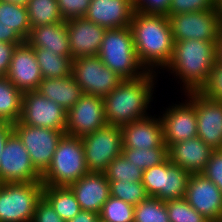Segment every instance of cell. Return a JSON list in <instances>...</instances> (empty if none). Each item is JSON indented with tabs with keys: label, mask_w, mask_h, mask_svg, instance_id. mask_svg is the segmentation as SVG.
Returning <instances> with one entry per match:
<instances>
[{
	"label": "cell",
	"mask_w": 222,
	"mask_h": 222,
	"mask_svg": "<svg viewBox=\"0 0 222 222\" xmlns=\"http://www.w3.org/2000/svg\"><path fill=\"white\" fill-rule=\"evenodd\" d=\"M130 28L140 64L147 72L161 74L174 52V39L167 15L135 11Z\"/></svg>",
	"instance_id": "obj_1"
},
{
	"label": "cell",
	"mask_w": 222,
	"mask_h": 222,
	"mask_svg": "<svg viewBox=\"0 0 222 222\" xmlns=\"http://www.w3.org/2000/svg\"><path fill=\"white\" fill-rule=\"evenodd\" d=\"M159 77L155 72H147L138 79L123 80L106 95L103 101L107 123L121 127L154 113L150 110Z\"/></svg>",
	"instance_id": "obj_2"
},
{
	"label": "cell",
	"mask_w": 222,
	"mask_h": 222,
	"mask_svg": "<svg viewBox=\"0 0 222 222\" xmlns=\"http://www.w3.org/2000/svg\"><path fill=\"white\" fill-rule=\"evenodd\" d=\"M217 43L189 39L174 42L171 61L161 72L169 74L177 85L180 93L198 91L205 83L208 73L217 60ZM174 77V78H173Z\"/></svg>",
	"instance_id": "obj_3"
},
{
	"label": "cell",
	"mask_w": 222,
	"mask_h": 222,
	"mask_svg": "<svg viewBox=\"0 0 222 222\" xmlns=\"http://www.w3.org/2000/svg\"><path fill=\"white\" fill-rule=\"evenodd\" d=\"M97 56L124 80L138 79L147 73L137 58L130 26L106 29Z\"/></svg>",
	"instance_id": "obj_4"
},
{
	"label": "cell",
	"mask_w": 222,
	"mask_h": 222,
	"mask_svg": "<svg viewBox=\"0 0 222 222\" xmlns=\"http://www.w3.org/2000/svg\"><path fill=\"white\" fill-rule=\"evenodd\" d=\"M88 172L81 138L64 134L41 182L44 186H69Z\"/></svg>",
	"instance_id": "obj_5"
},
{
	"label": "cell",
	"mask_w": 222,
	"mask_h": 222,
	"mask_svg": "<svg viewBox=\"0 0 222 222\" xmlns=\"http://www.w3.org/2000/svg\"><path fill=\"white\" fill-rule=\"evenodd\" d=\"M42 182L0 183V222H32Z\"/></svg>",
	"instance_id": "obj_6"
},
{
	"label": "cell",
	"mask_w": 222,
	"mask_h": 222,
	"mask_svg": "<svg viewBox=\"0 0 222 222\" xmlns=\"http://www.w3.org/2000/svg\"><path fill=\"white\" fill-rule=\"evenodd\" d=\"M180 96L181 102L176 100L175 104L171 102L168 107H162V110L158 111L163 123L164 143L167 148L179 141L197 137L195 91Z\"/></svg>",
	"instance_id": "obj_7"
},
{
	"label": "cell",
	"mask_w": 222,
	"mask_h": 222,
	"mask_svg": "<svg viewBox=\"0 0 222 222\" xmlns=\"http://www.w3.org/2000/svg\"><path fill=\"white\" fill-rule=\"evenodd\" d=\"M81 140L89 172L104 173L109 163L122 153V130L119 126L106 124L81 137Z\"/></svg>",
	"instance_id": "obj_8"
},
{
	"label": "cell",
	"mask_w": 222,
	"mask_h": 222,
	"mask_svg": "<svg viewBox=\"0 0 222 222\" xmlns=\"http://www.w3.org/2000/svg\"><path fill=\"white\" fill-rule=\"evenodd\" d=\"M72 75L83 93L104 98L124 79L107 67L96 56H82L73 59Z\"/></svg>",
	"instance_id": "obj_9"
},
{
	"label": "cell",
	"mask_w": 222,
	"mask_h": 222,
	"mask_svg": "<svg viewBox=\"0 0 222 222\" xmlns=\"http://www.w3.org/2000/svg\"><path fill=\"white\" fill-rule=\"evenodd\" d=\"M13 131L21 139L35 169L42 175L52 161L54 152L65 131L33 127L19 121L12 123Z\"/></svg>",
	"instance_id": "obj_10"
},
{
	"label": "cell",
	"mask_w": 222,
	"mask_h": 222,
	"mask_svg": "<svg viewBox=\"0 0 222 222\" xmlns=\"http://www.w3.org/2000/svg\"><path fill=\"white\" fill-rule=\"evenodd\" d=\"M174 42L198 39L217 43L222 24L216 8L211 11L188 12L167 16Z\"/></svg>",
	"instance_id": "obj_11"
},
{
	"label": "cell",
	"mask_w": 222,
	"mask_h": 222,
	"mask_svg": "<svg viewBox=\"0 0 222 222\" xmlns=\"http://www.w3.org/2000/svg\"><path fill=\"white\" fill-rule=\"evenodd\" d=\"M19 122L33 127L65 131L67 110L38 91L23 93Z\"/></svg>",
	"instance_id": "obj_12"
},
{
	"label": "cell",
	"mask_w": 222,
	"mask_h": 222,
	"mask_svg": "<svg viewBox=\"0 0 222 222\" xmlns=\"http://www.w3.org/2000/svg\"><path fill=\"white\" fill-rule=\"evenodd\" d=\"M42 175L33 166L30 155L13 132L0 155V183L41 182Z\"/></svg>",
	"instance_id": "obj_13"
},
{
	"label": "cell",
	"mask_w": 222,
	"mask_h": 222,
	"mask_svg": "<svg viewBox=\"0 0 222 222\" xmlns=\"http://www.w3.org/2000/svg\"><path fill=\"white\" fill-rule=\"evenodd\" d=\"M106 124L103 98L84 93L67 111L65 134L81 138Z\"/></svg>",
	"instance_id": "obj_14"
},
{
	"label": "cell",
	"mask_w": 222,
	"mask_h": 222,
	"mask_svg": "<svg viewBox=\"0 0 222 222\" xmlns=\"http://www.w3.org/2000/svg\"><path fill=\"white\" fill-rule=\"evenodd\" d=\"M184 198L210 222L222 220V192L202 173H191Z\"/></svg>",
	"instance_id": "obj_15"
},
{
	"label": "cell",
	"mask_w": 222,
	"mask_h": 222,
	"mask_svg": "<svg viewBox=\"0 0 222 222\" xmlns=\"http://www.w3.org/2000/svg\"><path fill=\"white\" fill-rule=\"evenodd\" d=\"M6 77L22 93L37 91L43 78L34 50L26 42L15 48Z\"/></svg>",
	"instance_id": "obj_16"
},
{
	"label": "cell",
	"mask_w": 222,
	"mask_h": 222,
	"mask_svg": "<svg viewBox=\"0 0 222 222\" xmlns=\"http://www.w3.org/2000/svg\"><path fill=\"white\" fill-rule=\"evenodd\" d=\"M197 137L213 150L222 149V102L205 98L195 91Z\"/></svg>",
	"instance_id": "obj_17"
},
{
	"label": "cell",
	"mask_w": 222,
	"mask_h": 222,
	"mask_svg": "<svg viewBox=\"0 0 222 222\" xmlns=\"http://www.w3.org/2000/svg\"><path fill=\"white\" fill-rule=\"evenodd\" d=\"M72 60L82 56H96L102 44L105 28L85 17L66 21Z\"/></svg>",
	"instance_id": "obj_18"
},
{
	"label": "cell",
	"mask_w": 222,
	"mask_h": 222,
	"mask_svg": "<svg viewBox=\"0 0 222 222\" xmlns=\"http://www.w3.org/2000/svg\"><path fill=\"white\" fill-rule=\"evenodd\" d=\"M135 11L134 0H90L84 17L105 29L125 28Z\"/></svg>",
	"instance_id": "obj_19"
},
{
	"label": "cell",
	"mask_w": 222,
	"mask_h": 222,
	"mask_svg": "<svg viewBox=\"0 0 222 222\" xmlns=\"http://www.w3.org/2000/svg\"><path fill=\"white\" fill-rule=\"evenodd\" d=\"M121 130L122 148L152 149L167 146L164 143L163 123L158 113L124 124Z\"/></svg>",
	"instance_id": "obj_20"
},
{
	"label": "cell",
	"mask_w": 222,
	"mask_h": 222,
	"mask_svg": "<svg viewBox=\"0 0 222 222\" xmlns=\"http://www.w3.org/2000/svg\"><path fill=\"white\" fill-rule=\"evenodd\" d=\"M82 210L100 213L110 197V183L105 173L88 172L68 186Z\"/></svg>",
	"instance_id": "obj_21"
},
{
	"label": "cell",
	"mask_w": 222,
	"mask_h": 222,
	"mask_svg": "<svg viewBox=\"0 0 222 222\" xmlns=\"http://www.w3.org/2000/svg\"><path fill=\"white\" fill-rule=\"evenodd\" d=\"M213 151L202 139L195 137L172 144L168 148V158L190 173H201Z\"/></svg>",
	"instance_id": "obj_22"
},
{
	"label": "cell",
	"mask_w": 222,
	"mask_h": 222,
	"mask_svg": "<svg viewBox=\"0 0 222 222\" xmlns=\"http://www.w3.org/2000/svg\"><path fill=\"white\" fill-rule=\"evenodd\" d=\"M25 42L72 59L66 21L32 27Z\"/></svg>",
	"instance_id": "obj_23"
},
{
	"label": "cell",
	"mask_w": 222,
	"mask_h": 222,
	"mask_svg": "<svg viewBox=\"0 0 222 222\" xmlns=\"http://www.w3.org/2000/svg\"><path fill=\"white\" fill-rule=\"evenodd\" d=\"M37 91L67 111L72 108L84 94L72 74L64 78H43Z\"/></svg>",
	"instance_id": "obj_24"
},
{
	"label": "cell",
	"mask_w": 222,
	"mask_h": 222,
	"mask_svg": "<svg viewBox=\"0 0 222 222\" xmlns=\"http://www.w3.org/2000/svg\"><path fill=\"white\" fill-rule=\"evenodd\" d=\"M190 176V172L167 158L162 163L161 193L156 198L163 201L184 198Z\"/></svg>",
	"instance_id": "obj_25"
},
{
	"label": "cell",
	"mask_w": 222,
	"mask_h": 222,
	"mask_svg": "<svg viewBox=\"0 0 222 222\" xmlns=\"http://www.w3.org/2000/svg\"><path fill=\"white\" fill-rule=\"evenodd\" d=\"M43 197L64 221L74 218L82 210L68 186H44Z\"/></svg>",
	"instance_id": "obj_26"
},
{
	"label": "cell",
	"mask_w": 222,
	"mask_h": 222,
	"mask_svg": "<svg viewBox=\"0 0 222 222\" xmlns=\"http://www.w3.org/2000/svg\"><path fill=\"white\" fill-rule=\"evenodd\" d=\"M42 78H64L72 74V59L44 48L32 47Z\"/></svg>",
	"instance_id": "obj_27"
},
{
	"label": "cell",
	"mask_w": 222,
	"mask_h": 222,
	"mask_svg": "<svg viewBox=\"0 0 222 222\" xmlns=\"http://www.w3.org/2000/svg\"><path fill=\"white\" fill-rule=\"evenodd\" d=\"M23 93L6 76L0 77V118L6 122L19 121Z\"/></svg>",
	"instance_id": "obj_28"
},
{
	"label": "cell",
	"mask_w": 222,
	"mask_h": 222,
	"mask_svg": "<svg viewBox=\"0 0 222 222\" xmlns=\"http://www.w3.org/2000/svg\"><path fill=\"white\" fill-rule=\"evenodd\" d=\"M0 24L11 27L25 41L31 29L26 6L0 0Z\"/></svg>",
	"instance_id": "obj_29"
},
{
	"label": "cell",
	"mask_w": 222,
	"mask_h": 222,
	"mask_svg": "<svg viewBox=\"0 0 222 222\" xmlns=\"http://www.w3.org/2000/svg\"><path fill=\"white\" fill-rule=\"evenodd\" d=\"M26 8L31 28L64 21L57 0H29Z\"/></svg>",
	"instance_id": "obj_30"
},
{
	"label": "cell",
	"mask_w": 222,
	"mask_h": 222,
	"mask_svg": "<svg viewBox=\"0 0 222 222\" xmlns=\"http://www.w3.org/2000/svg\"><path fill=\"white\" fill-rule=\"evenodd\" d=\"M122 154L127 160L144 171L147 168L163 163L168 158V148L167 146L152 149L122 148Z\"/></svg>",
	"instance_id": "obj_31"
},
{
	"label": "cell",
	"mask_w": 222,
	"mask_h": 222,
	"mask_svg": "<svg viewBox=\"0 0 222 222\" xmlns=\"http://www.w3.org/2000/svg\"><path fill=\"white\" fill-rule=\"evenodd\" d=\"M134 222H170L166 201L148 197L134 208Z\"/></svg>",
	"instance_id": "obj_32"
},
{
	"label": "cell",
	"mask_w": 222,
	"mask_h": 222,
	"mask_svg": "<svg viewBox=\"0 0 222 222\" xmlns=\"http://www.w3.org/2000/svg\"><path fill=\"white\" fill-rule=\"evenodd\" d=\"M107 180L138 182L142 181L143 171L139 169L134 163H131L121 153L113 161L109 163L107 170L104 172Z\"/></svg>",
	"instance_id": "obj_33"
},
{
	"label": "cell",
	"mask_w": 222,
	"mask_h": 222,
	"mask_svg": "<svg viewBox=\"0 0 222 222\" xmlns=\"http://www.w3.org/2000/svg\"><path fill=\"white\" fill-rule=\"evenodd\" d=\"M110 196L119 198L133 206L146 200L149 196L142 181H110Z\"/></svg>",
	"instance_id": "obj_34"
},
{
	"label": "cell",
	"mask_w": 222,
	"mask_h": 222,
	"mask_svg": "<svg viewBox=\"0 0 222 222\" xmlns=\"http://www.w3.org/2000/svg\"><path fill=\"white\" fill-rule=\"evenodd\" d=\"M135 206L125 201L109 197L99 213L101 222H134Z\"/></svg>",
	"instance_id": "obj_35"
},
{
	"label": "cell",
	"mask_w": 222,
	"mask_h": 222,
	"mask_svg": "<svg viewBox=\"0 0 222 222\" xmlns=\"http://www.w3.org/2000/svg\"><path fill=\"white\" fill-rule=\"evenodd\" d=\"M166 207L170 222H210L190 206L185 198L168 200Z\"/></svg>",
	"instance_id": "obj_36"
},
{
	"label": "cell",
	"mask_w": 222,
	"mask_h": 222,
	"mask_svg": "<svg viewBox=\"0 0 222 222\" xmlns=\"http://www.w3.org/2000/svg\"><path fill=\"white\" fill-rule=\"evenodd\" d=\"M205 98L222 102V63H214L205 83L197 91Z\"/></svg>",
	"instance_id": "obj_37"
},
{
	"label": "cell",
	"mask_w": 222,
	"mask_h": 222,
	"mask_svg": "<svg viewBox=\"0 0 222 222\" xmlns=\"http://www.w3.org/2000/svg\"><path fill=\"white\" fill-rule=\"evenodd\" d=\"M215 9V0H171L167 16L188 12L211 11Z\"/></svg>",
	"instance_id": "obj_38"
},
{
	"label": "cell",
	"mask_w": 222,
	"mask_h": 222,
	"mask_svg": "<svg viewBox=\"0 0 222 222\" xmlns=\"http://www.w3.org/2000/svg\"><path fill=\"white\" fill-rule=\"evenodd\" d=\"M64 21L84 17L90 5V0H57Z\"/></svg>",
	"instance_id": "obj_39"
},
{
	"label": "cell",
	"mask_w": 222,
	"mask_h": 222,
	"mask_svg": "<svg viewBox=\"0 0 222 222\" xmlns=\"http://www.w3.org/2000/svg\"><path fill=\"white\" fill-rule=\"evenodd\" d=\"M162 163L143 171L142 183L149 197H157L161 193Z\"/></svg>",
	"instance_id": "obj_40"
},
{
	"label": "cell",
	"mask_w": 222,
	"mask_h": 222,
	"mask_svg": "<svg viewBox=\"0 0 222 222\" xmlns=\"http://www.w3.org/2000/svg\"><path fill=\"white\" fill-rule=\"evenodd\" d=\"M201 173L214 182L222 192V149L213 151L207 166Z\"/></svg>",
	"instance_id": "obj_41"
},
{
	"label": "cell",
	"mask_w": 222,
	"mask_h": 222,
	"mask_svg": "<svg viewBox=\"0 0 222 222\" xmlns=\"http://www.w3.org/2000/svg\"><path fill=\"white\" fill-rule=\"evenodd\" d=\"M171 0H134L135 10L145 14L166 15Z\"/></svg>",
	"instance_id": "obj_42"
},
{
	"label": "cell",
	"mask_w": 222,
	"mask_h": 222,
	"mask_svg": "<svg viewBox=\"0 0 222 222\" xmlns=\"http://www.w3.org/2000/svg\"><path fill=\"white\" fill-rule=\"evenodd\" d=\"M32 222H66L62 220L51 204L44 198L37 203Z\"/></svg>",
	"instance_id": "obj_43"
},
{
	"label": "cell",
	"mask_w": 222,
	"mask_h": 222,
	"mask_svg": "<svg viewBox=\"0 0 222 222\" xmlns=\"http://www.w3.org/2000/svg\"><path fill=\"white\" fill-rule=\"evenodd\" d=\"M21 44L0 42V77L6 76L15 48Z\"/></svg>",
	"instance_id": "obj_44"
},
{
	"label": "cell",
	"mask_w": 222,
	"mask_h": 222,
	"mask_svg": "<svg viewBox=\"0 0 222 222\" xmlns=\"http://www.w3.org/2000/svg\"><path fill=\"white\" fill-rule=\"evenodd\" d=\"M0 42L23 44L25 41L11 27L0 24Z\"/></svg>",
	"instance_id": "obj_45"
},
{
	"label": "cell",
	"mask_w": 222,
	"mask_h": 222,
	"mask_svg": "<svg viewBox=\"0 0 222 222\" xmlns=\"http://www.w3.org/2000/svg\"><path fill=\"white\" fill-rule=\"evenodd\" d=\"M66 222H100V218L96 212L81 210L74 218Z\"/></svg>",
	"instance_id": "obj_46"
},
{
	"label": "cell",
	"mask_w": 222,
	"mask_h": 222,
	"mask_svg": "<svg viewBox=\"0 0 222 222\" xmlns=\"http://www.w3.org/2000/svg\"><path fill=\"white\" fill-rule=\"evenodd\" d=\"M13 125L12 123L4 121L0 125V155L2 153V150L4 149V146L8 140V137L13 133Z\"/></svg>",
	"instance_id": "obj_47"
},
{
	"label": "cell",
	"mask_w": 222,
	"mask_h": 222,
	"mask_svg": "<svg viewBox=\"0 0 222 222\" xmlns=\"http://www.w3.org/2000/svg\"><path fill=\"white\" fill-rule=\"evenodd\" d=\"M216 55H217V61L222 63V29L220 31L219 34V38L217 41V51H216Z\"/></svg>",
	"instance_id": "obj_48"
},
{
	"label": "cell",
	"mask_w": 222,
	"mask_h": 222,
	"mask_svg": "<svg viewBox=\"0 0 222 222\" xmlns=\"http://www.w3.org/2000/svg\"><path fill=\"white\" fill-rule=\"evenodd\" d=\"M215 8L222 24V0H215Z\"/></svg>",
	"instance_id": "obj_49"
},
{
	"label": "cell",
	"mask_w": 222,
	"mask_h": 222,
	"mask_svg": "<svg viewBox=\"0 0 222 222\" xmlns=\"http://www.w3.org/2000/svg\"><path fill=\"white\" fill-rule=\"evenodd\" d=\"M3 1L18 4V5H23V6H26L27 3L29 2V0H3Z\"/></svg>",
	"instance_id": "obj_50"
},
{
	"label": "cell",
	"mask_w": 222,
	"mask_h": 222,
	"mask_svg": "<svg viewBox=\"0 0 222 222\" xmlns=\"http://www.w3.org/2000/svg\"><path fill=\"white\" fill-rule=\"evenodd\" d=\"M3 122H4V120H2V119L0 118V125H1Z\"/></svg>",
	"instance_id": "obj_51"
}]
</instances>
